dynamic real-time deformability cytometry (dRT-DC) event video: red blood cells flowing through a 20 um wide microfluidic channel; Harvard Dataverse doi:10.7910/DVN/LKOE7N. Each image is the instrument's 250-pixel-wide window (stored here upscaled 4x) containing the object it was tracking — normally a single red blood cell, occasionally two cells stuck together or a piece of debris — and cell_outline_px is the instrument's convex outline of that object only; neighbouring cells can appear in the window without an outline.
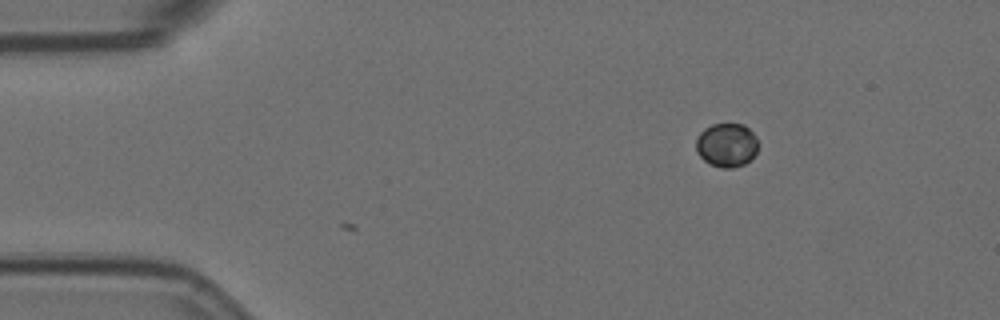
{"species": "Egyptian fruit bat (a non-hibernating species)", "species_latin": "Rousettus aegyptiacus", "temperature_condition": "room temperature", "stored_images_in_passage": 5, "camera_frame_rate_fps": 3000, "um_per_image_px": 0.085, "animal": {"sex": "female"}, "frame": {"image": 1, "passage_image": 5, "time_ms": 1.333, "image_size_px": [1000, 320], "cell_outline_px": [[756, 152], [744, 164], [732, 168], [720, 168], [704, 160], [696, 152], [696, 140], [700, 132], [704, 128], [712, 124], [744, 124], [756, 136]], "centroid_in_image_um": [61.73, 12.32], "position_along_channel_um": 23.3, "area_um2": 15.72}}